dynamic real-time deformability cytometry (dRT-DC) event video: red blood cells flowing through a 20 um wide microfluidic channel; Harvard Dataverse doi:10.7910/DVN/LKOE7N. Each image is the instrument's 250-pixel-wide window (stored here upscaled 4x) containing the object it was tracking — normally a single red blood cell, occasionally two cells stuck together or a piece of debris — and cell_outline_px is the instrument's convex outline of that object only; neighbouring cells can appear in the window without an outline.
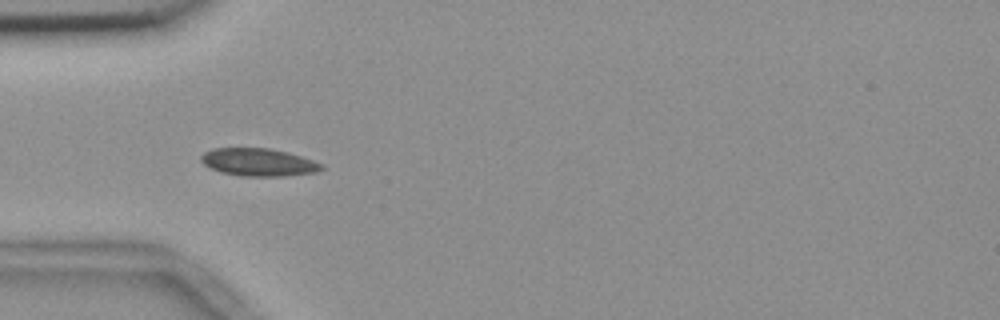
{"species": "common noctule bat (a hibernating species)", "species_latin": "Nyctalus noctula", "temperature_condition": "room temperature", "stored_images_in_passage": 16, "camera_frame_rate_fps": 3000, "um_per_image_px": 0.085, "animal": {"sex": "female", "body_mass_g": 18.4}, "frame": {"image": 1, "passage_image": 7, "time_ms": 2.0, "image_size_px": [1000, 320], "cell_outline_px": [[324, 168], [316, 172], [284, 176], [240, 176], [220, 172], [204, 164], [200, 160], [200, 156], [204, 152], [212, 148], [268, 148], [288, 152], [324, 164]], "centroid_in_image_um": [21.96, 13.79], "position_along_channel_um": 63.0, "area_um2": 19.48}}
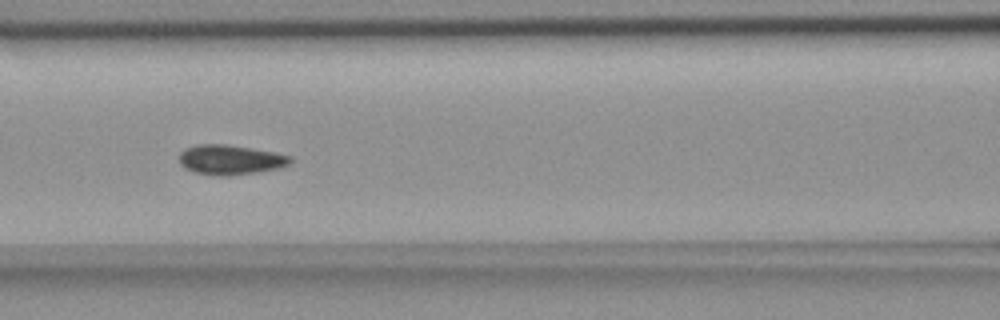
{"frame": {"image": 2, "passage_image": 14, "time_ms": 4.333, "image_size_px": [1000, 320], "cell_outline_px": [[292, 160], [288, 164], [276, 168], [260, 172], [228, 176], [216, 176], [196, 172], [184, 168], [180, 164], [180, 152], [184, 148], [196, 144], [224, 144], [272, 152], [292, 156]], "centroid_in_image_um": [19.53, 13.58], "position_along_channel_um": 147.1, "area_um2": 19.19}}